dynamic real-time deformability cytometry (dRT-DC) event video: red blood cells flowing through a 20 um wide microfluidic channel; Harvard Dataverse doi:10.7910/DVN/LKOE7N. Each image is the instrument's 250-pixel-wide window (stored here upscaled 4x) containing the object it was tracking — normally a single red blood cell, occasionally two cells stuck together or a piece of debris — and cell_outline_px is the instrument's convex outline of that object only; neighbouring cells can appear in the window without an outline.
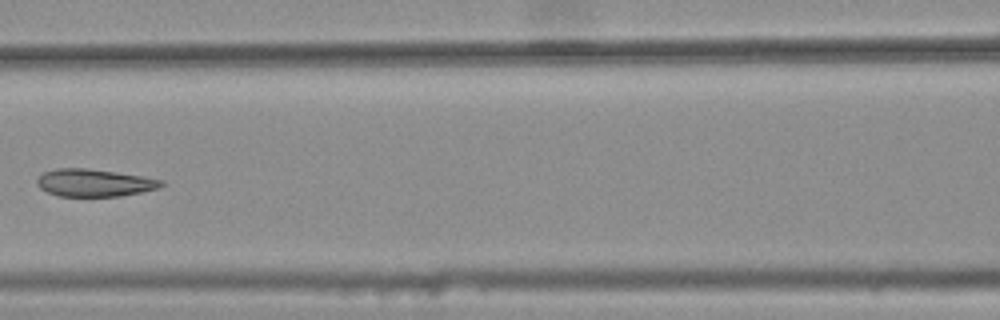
{"species": "common noctule bat (a hibernating species)", "species_latin": "Nyctalus noctula", "temperature_condition": "warm", "stored_images_in_passage": 8, "camera_frame_rate_fps": 3000, "um_per_image_px": 0.085, "animal": {"sex": "female", "body_mass_g": 25.1}, "frame": {"image": 1, "passage_image": 7, "time_ms": 2.0, "image_size_px": [1000, 320], "cell_outline_px": [[164, 184], [156, 188], [140, 192], [120, 196], [56, 196], [40, 188], [36, 184], [36, 180], [44, 172], [56, 168], [84, 168], [116, 172], [144, 176], [164, 180]], "centroid_in_image_um": [7.99, 15.53], "position_along_channel_um": 158.6, "area_um2": 19.83}}
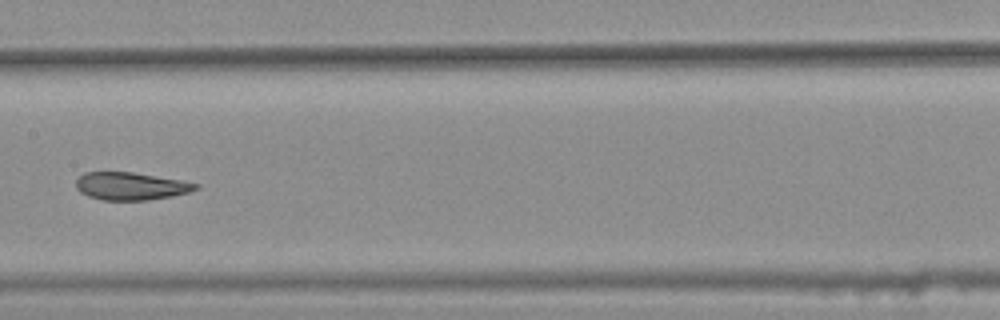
{"frame": {"image": 2, "passage_image": 8, "time_ms": 2.333, "image_size_px": [1000, 320], "cell_outline_px": [[200, 188], [188, 192], [172, 196], [148, 200], [100, 200], [88, 196], [80, 192], [76, 188], [76, 180], [84, 172], [132, 172], [184, 180], [200, 184]], "centroid_in_image_um": [11.14, 15.82], "position_along_channel_um": 196.3, "area_um2": 19.48}}